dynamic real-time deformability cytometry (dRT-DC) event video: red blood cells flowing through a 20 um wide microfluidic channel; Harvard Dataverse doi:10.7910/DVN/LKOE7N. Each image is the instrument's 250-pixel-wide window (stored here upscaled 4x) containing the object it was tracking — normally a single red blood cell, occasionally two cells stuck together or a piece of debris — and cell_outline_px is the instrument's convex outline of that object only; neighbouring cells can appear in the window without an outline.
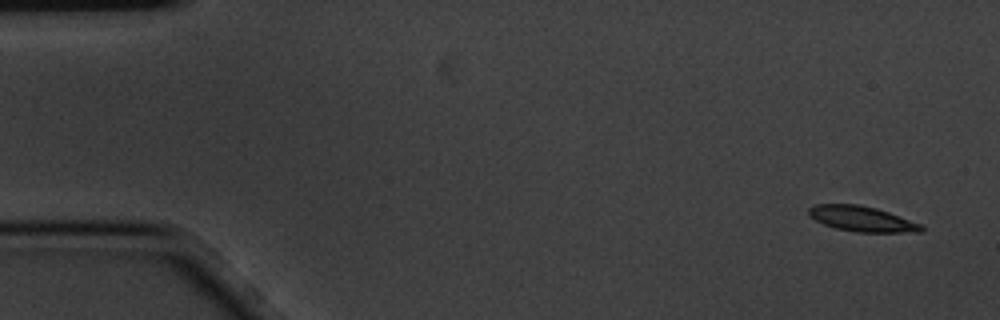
{"species": "common noctule bat (a hibernating species)", "species_latin": "Nyctalus noctula", "temperature_condition": "cold", "stored_images_in_passage": 5, "camera_frame_rate_fps": 3000, "um_per_image_px": 0.085, "animal": {"sex": "male", "body_mass_g": 20.1, "forearm_length_mm": 53.5}, "frame": {"image": 1, "passage_image": 1, "time_ms": 0.0, "image_size_px": [1000, 320], "cell_outline_px": [[924, 232], [860, 232], [836, 228], [824, 224], [808, 216], [808, 208], [816, 204], [860, 204], [876, 208], [888, 212], [920, 224], [924, 228]], "centroid_in_image_um": [73.24, 18.59], "position_along_channel_um": 11.8, "area_um2": 16.47}}
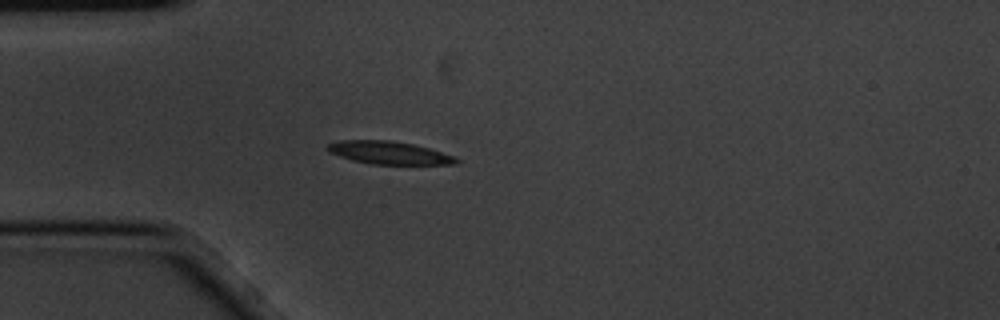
{"frame": {"image": 2, "passage_image": 5, "time_ms": 1.333, "image_size_px": [1000, 320], "cell_outline_px": [[460, 160], [456, 164], [372, 164], [352, 160], [328, 152], [328, 144], [340, 140], [392, 140], [412, 144], [428, 148], [456, 156]], "centroid_in_image_um": [33.09, 12.98], "position_along_channel_um": 51.9, "area_um2": 17.05}}